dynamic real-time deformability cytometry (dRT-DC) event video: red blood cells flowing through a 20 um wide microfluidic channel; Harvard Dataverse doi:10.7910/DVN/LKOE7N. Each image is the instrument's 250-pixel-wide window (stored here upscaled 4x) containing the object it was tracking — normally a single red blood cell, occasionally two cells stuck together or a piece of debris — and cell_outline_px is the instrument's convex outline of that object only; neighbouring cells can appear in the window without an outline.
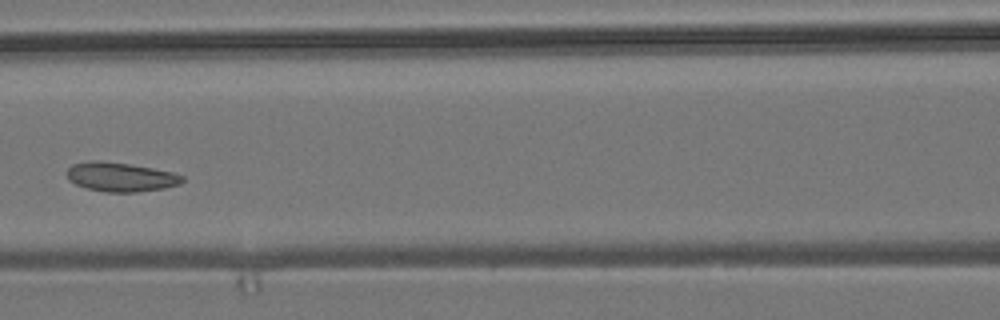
{"species": "common noctule bat (a hibernating species)", "species_latin": "Nyctalus noctula", "temperature_condition": "room temperature", "stored_images_in_passage": 5, "camera_frame_rate_fps": 3000, "um_per_image_px": 0.085, "animal": {"sex": "male", "body_mass_g": 19.2, "forearm_length_mm": 51.8}, "frame": {"image": 1, "passage_image": 5, "time_ms": 6.0, "image_size_px": [1000, 320], "cell_outline_px": [[184, 180], [180, 184], [164, 188], [136, 192], [104, 192], [88, 188], [76, 184], [68, 180], [68, 168], [72, 164], [88, 160], [100, 160], [128, 164], [152, 168], [172, 172], [184, 176]], "centroid_in_image_um": [10.25, 15.03], "position_along_channel_um": 156.4, "area_um2": 19.59}}